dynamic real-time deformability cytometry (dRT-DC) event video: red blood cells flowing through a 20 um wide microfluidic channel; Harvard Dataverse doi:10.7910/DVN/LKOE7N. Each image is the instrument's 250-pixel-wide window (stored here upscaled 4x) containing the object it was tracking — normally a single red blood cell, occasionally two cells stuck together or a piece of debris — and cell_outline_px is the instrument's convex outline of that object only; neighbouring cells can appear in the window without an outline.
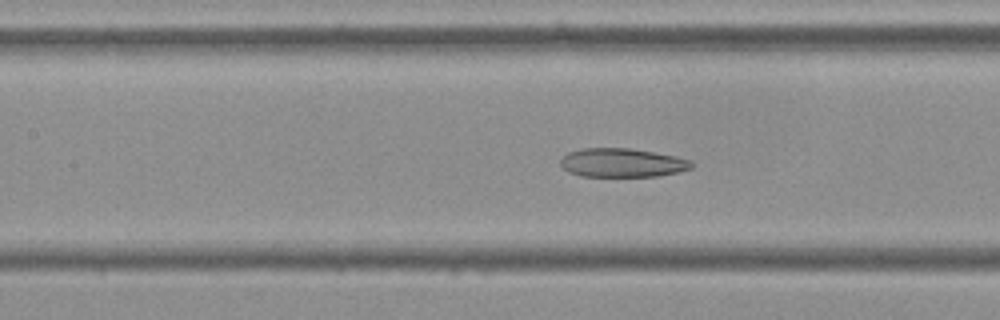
{"species": "Egyptian fruit bat (a non-hibernating species)", "species_latin": "Rousettus aegyptiacus", "temperature_condition": "cold", "stored_images_in_passage": 54, "camera_frame_rate_fps": 3000, "um_per_image_px": 0.085, "frame": {"image": 1, "passage_image": 23, "time_ms": 7.333, "image_size_px": [1000, 320], "cell_outline_px": [[696, 164], [692, 168], [680, 172], [660, 176], [580, 176], [568, 172], [560, 164], [560, 160], [568, 152], [580, 148], [628, 148], [676, 156], [692, 160]], "centroid_in_image_um": [52.92, 13.83], "position_along_channel_um": 154.5, "area_um2": 22.2}}
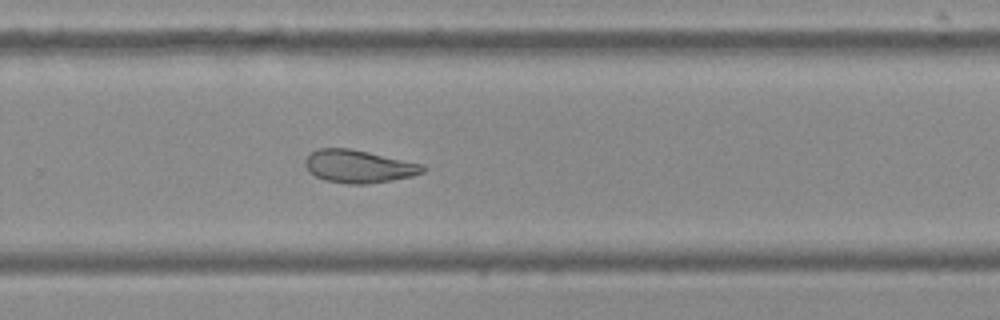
{"frame": {"image": 2, "passage_image": 35, "time_ms": 11.333, "image_size_px": [1000, 320], "cell_outline_px": [[428, 168], [424, 172], [412, 176], [392, 180], [368, 184], [348, 184], [324, 180], [308, 172], [304, 164], [304, 160], [312, 152], [320, 148], [348, 148], [368, 152], [424, 164]], "centroid_in_image_um": [30.5, 14.15], "position_along_channel_um": 299.3, "area_um2": 22.6}}
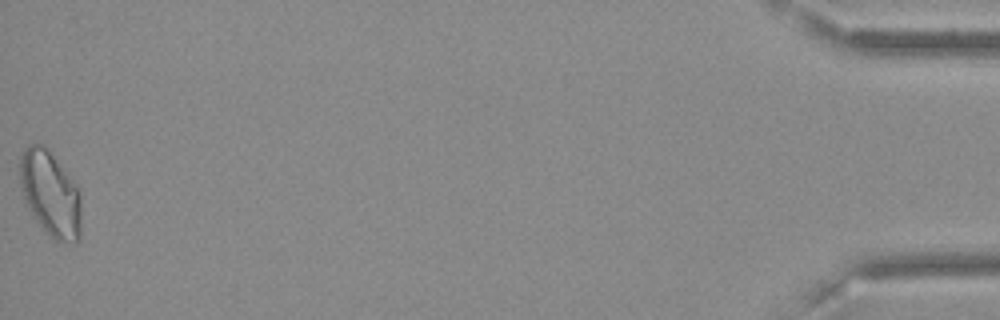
{"frame": {"image": 3, "passage_image": 54, "time_ms": 17.667, "image_size_px": [1000, 320], "cell_outline_px": [[80, 240], [72, 244], [56, 240], [32, 216], [24, 200], [20, 188], [20, 156], [24, 148], [28, 144], [44, 144], [80, 192]], "centroid_in_image_um": [4.25, 16.47], "position_along_channel_um": 430.9, "area_um2": 30.17}, "authors_computed_cell_mechanics": {"area_um2": 24.8251, "velocity_mm_per_s": 3.6287, "shape_relaxation_time_tau1_ms": null, "shape_relaxation_time_tau2_ms": 3.701, "deformation_change_tau1": null, "deformation_change_tau2": 0.1152}}